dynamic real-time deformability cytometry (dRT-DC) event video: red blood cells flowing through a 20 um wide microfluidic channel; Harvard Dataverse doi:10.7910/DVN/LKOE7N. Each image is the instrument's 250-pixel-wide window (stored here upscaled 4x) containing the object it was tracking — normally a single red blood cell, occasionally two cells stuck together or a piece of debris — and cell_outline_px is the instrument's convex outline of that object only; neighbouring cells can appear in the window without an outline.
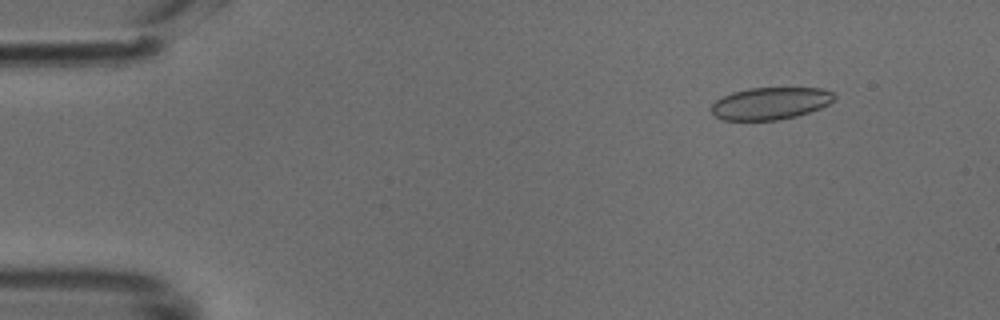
{"species": "common noctule bat (a hibernating species)", "species_latin": "Nyctalus noctula", "temperature_condition": "cold", "stored_images_in_passage": 49, "camera_frame_rate_fps": 3000, "um_per_image_px": 0.085, "animal": {"sex": "male", "body_mass_g": 18.8}, "frame": {"image": 1, "passage_image": 6, "time_ms": 1.667, "image_size_px": [1000, 320], "cell_outline_px": [[836, 96], [828, 104], [820, 108], [796, 116], [776, 120], [724, 120], [716, 116], [712, 112], [712, 104], [716, 100], [732, 92], [748, 88], [820, 88], [832, 92]], "centroid_in_image_um": [65.47, 8.78], "position_along_channel_um": 19.5, "area_um2": 22.83}}
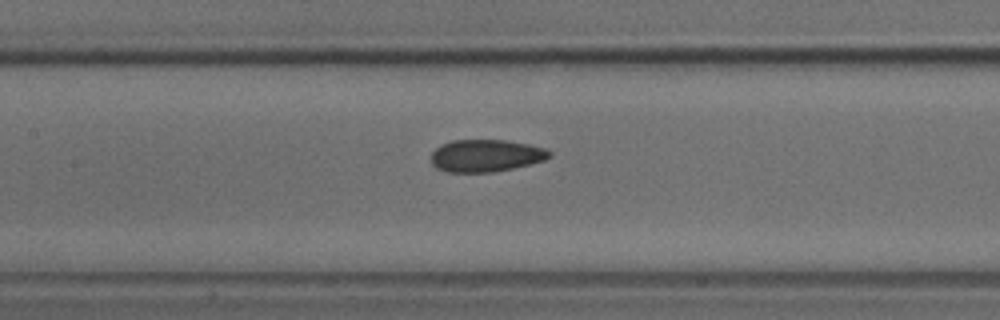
{"frame": {"image": 2, "passage_image": 23, "time_ms": 7.333, "image_size_px": [1000, 320], "cell_outline_px": [[552, 156], [544, 160], [512, 168], [492, 172], [448, 172], [436, 168], [432, 164], [432, 152], [440, 144], [452, 140], [504, 140], [528, 144], [544, 148], [552, 152]], "centroid_in_image_um": [41.28, 13.22], "position_along_channel_um": 166.1, "area_um2": 22.2}}
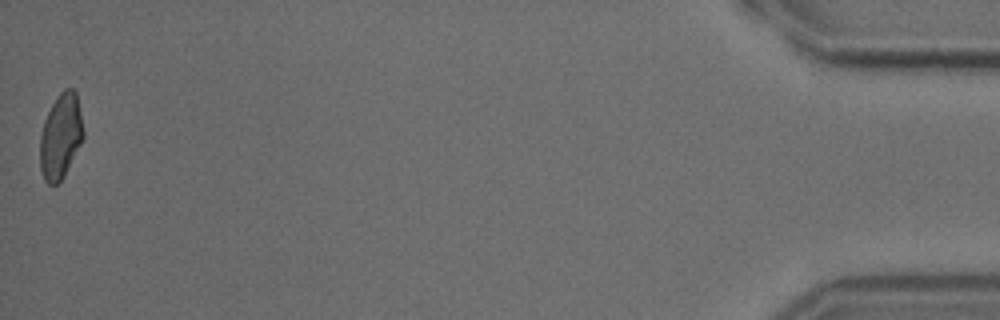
{"frame": {"image": 3, "passage_image": 49, "time_ms": 16.0, "image_size_px": [1000, 320], "cell_outline_px": [[84, 136], [64, 176], [56, 184], [48, 184], [44, 180], [40, 168], [40, 136], [44, 120], [52, 104], [60, 92], [64, 88], [72, 88], [76, 92], [84, 132]], "centroid_in_image_um": [5.15, 11.58], "position_along_channel_um": 430.1, "area_um2": 21.27}}